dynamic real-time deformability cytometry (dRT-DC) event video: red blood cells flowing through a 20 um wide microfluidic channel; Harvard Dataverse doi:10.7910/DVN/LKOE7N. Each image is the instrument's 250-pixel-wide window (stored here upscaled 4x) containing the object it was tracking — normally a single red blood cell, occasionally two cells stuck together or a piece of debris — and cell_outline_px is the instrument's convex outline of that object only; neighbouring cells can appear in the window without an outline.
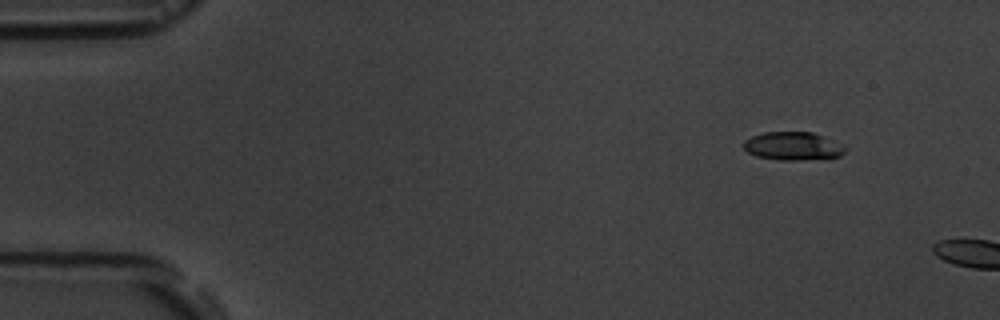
{"species": "common noctule bat (a hibernating species)", "species_latin": "Nyctalus noctula", "temperature_condition": "room temperature", "stored_images_in_passage": 2, "camera_frame_rate_fps": 3000, "um_per_image_px": 0.085, "animal": {"sex": "male", "body_mass_g": 19.5, "forearm_length_mm": 54.6}, "frame": {"image": 1, "passage_image": 1, "time_ms": 0.0, "image_size_px": [1000, 320], "cell_outline_px": [[844, 152], [840, 156], [828, 160], [780, 160], [756, 156], [748, 152], [744, 148], [744, 140], [752, 136], [764, 132], [812, 132], [844, 148]], "centroid_in_image_um": [67.35, 12.45], "position_along_channel_um": 17.6, "area_um2": 16.53}}